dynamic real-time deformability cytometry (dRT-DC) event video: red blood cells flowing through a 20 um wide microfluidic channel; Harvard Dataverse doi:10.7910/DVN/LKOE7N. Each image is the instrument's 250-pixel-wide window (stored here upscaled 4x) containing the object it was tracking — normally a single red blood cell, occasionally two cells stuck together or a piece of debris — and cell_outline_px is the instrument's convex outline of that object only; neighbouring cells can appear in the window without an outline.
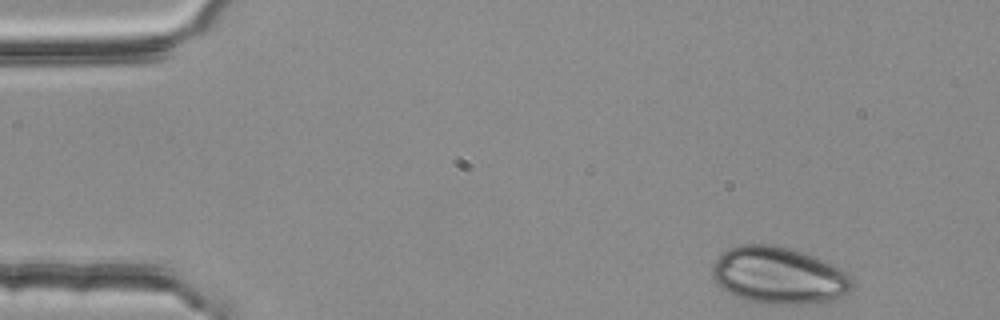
{"species": "common noctule bat (a hibernating species)", "species_latin": "Nyctalus noctula", "temperature_condition": "room temperature", "stored_images_in_passage": 44, "camera_frame_rate_fps": 3000, "um_per_image_px": 0.085, "animal": {"sex": "female", "body_mass_g": 25.1}, "frame": {"image": 1, "passage_image": 1, "time_ms": 0.0, "image_size_px": [1000, 320], "cell_outline_px": [[852, 288], [848, 292], [832, 300], [800, 304], [760, 304], [732, 296], [716, 284], [712, 276], [712, 268], [716, 260], [728, 248], [740, 244], [772, 244], [788, 248], [816, 256], [840, 268], [852, 280]], "centroid_in_image_um": [66.15, 23.42], "position_along_channel_um": 18.8, "area_um2": 46.59}}
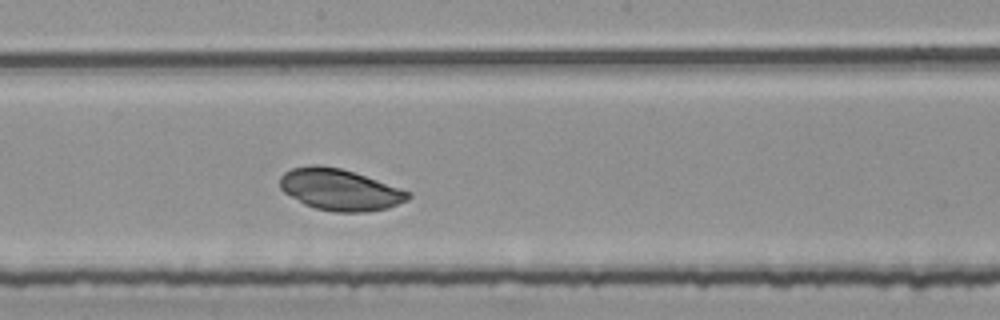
{"frame": {"image": 2, "passage_image": 25, "time_ms": 8.0, "image_size_px": [1000, 320], "cell_outline_px": [[412, 196], [408, 200], [388, 208], [368, 212], [336, 212], [316, 208], [304, 204], [284, 192], [280, 188], [280, 176], [284, 172], [292, 168], [312, 164], [320, 164], [340, 168], [412, 192]], "centroid_in_image_um": [28.88, 16.12], "position_along_channel_um": 219.3, "area_um2": 30.92}}
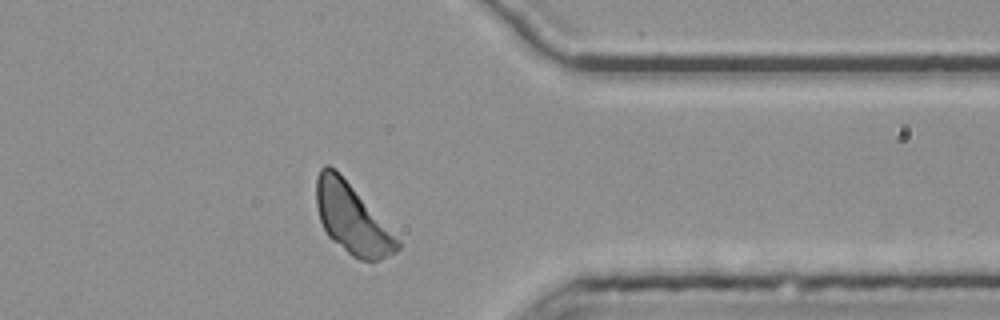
{"frame": {"image": 3, "passage_image": 39, "time_ms": 12.667, "image_size_px": [1000, 320], "cell_outline_px": [[400, 248], [396, 252], [380, 260], [360, 260], [352, 256], [332, 240], [328, 236], [320, 220], [316, 204], [316, 176], [320, 168], [324, 164], [328, 164], [336, 168], [400, 240]], "centroid_in_image_um": [29.9, 18.57], "position_along_channel_um": 381.5, "area_um2": 32.89}}